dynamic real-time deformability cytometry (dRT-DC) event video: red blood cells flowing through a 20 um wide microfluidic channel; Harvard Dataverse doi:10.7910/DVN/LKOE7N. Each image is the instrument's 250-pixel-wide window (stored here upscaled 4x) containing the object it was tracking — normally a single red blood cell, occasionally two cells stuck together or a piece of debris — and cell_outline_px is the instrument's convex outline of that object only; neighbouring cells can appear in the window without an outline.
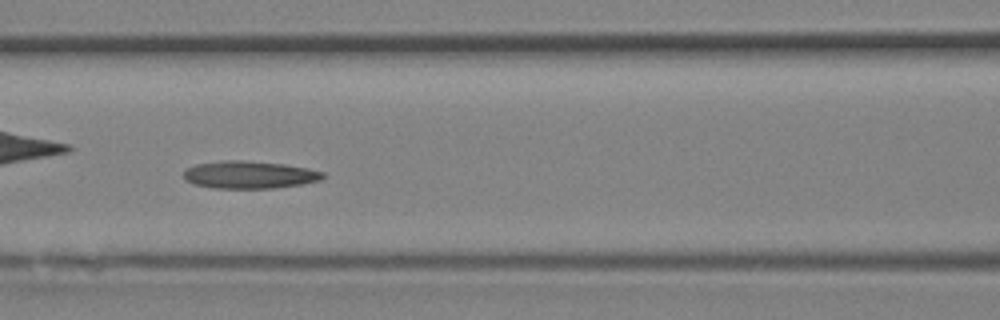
{"species": "Egyptian fruit bat (a non-hibernating species)", "species_latin": "Rousettus aegyptiacus", "temperature_condition": "room temperature", "stored_images_in_passage": 33, "camera_frame_rate_fps": 3000, "um_per_image_px": 0.085, "animal": {"sex": "female"}, "frame": {"image": 1, "passage_image": 15, "time_ms": 4.667, "image_size_px": [1000, 320], "cell_outline_px": [[324, 176], [320, 180], [300, 184], [272, 188], [216, 188], [196, 184], [184, 180], [184, 172], [188, 168], [196, 164], [224, 160], [240, 160], [284, 164], [308, 168], [324, 172]], "centroid_in_image_um": [21.2, 14.85], "position_along_channel_um": 145.4, "area_um2": 22.08}}
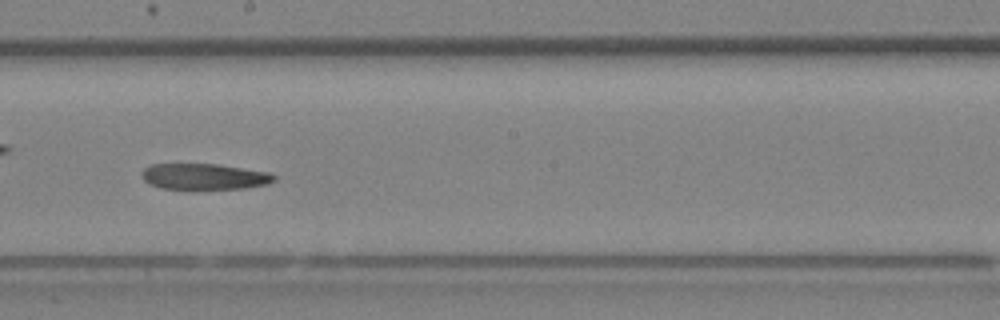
{"frame": {"image": 2, "passage_image": 19, "time_ms": 6.0, "image_size_px": [1000, 320], "cell_outline_px": [[276, 180], [268, 184], [248, 188], [196, 192], [160, 188], [148, 184], [144, 180], [140, 172], [144, 168], [152, 164], [216, 164], [268, 172], [276, 176]], "centroid_in_image_um": [17.34, 15.07], "position_along_channel_um": 230.9, "area_um2": 21.15}}